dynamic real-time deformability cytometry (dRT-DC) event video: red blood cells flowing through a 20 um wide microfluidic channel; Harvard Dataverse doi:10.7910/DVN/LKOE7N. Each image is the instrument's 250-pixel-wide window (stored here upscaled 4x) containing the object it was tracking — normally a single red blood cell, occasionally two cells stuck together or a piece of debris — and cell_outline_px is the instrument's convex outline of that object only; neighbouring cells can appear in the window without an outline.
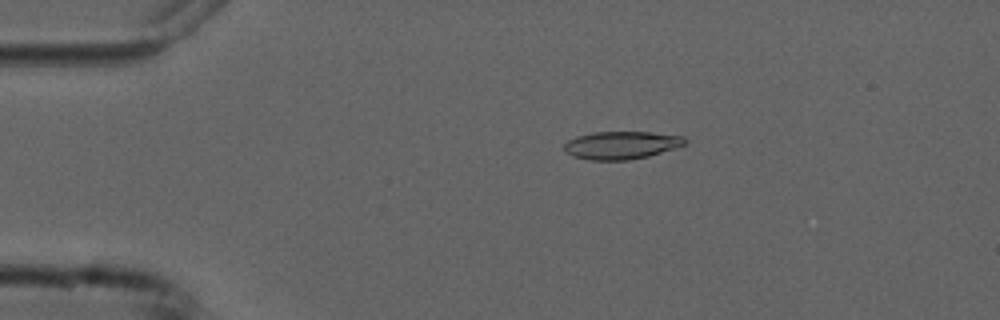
{"species": "common noctule bat (a hibernating species)", "species_latin": "Nyctalus noctula", "temperature_condition": "cold", "stored_images_in_passage": 6, "camera_frame_rate_fps": 3000, "um_per_image_px": 0.085, "animal": {"sex": "male", "forearm_length_mm": 52.5}, "frame": {"image": 1, "passage_image": 4, "time_ms": 3.333, "image_size_px": [1000, 320], "cell_outline_px": [[688, 140], [684, 144], [676, 148], [648, 156], [628, 160], [588, 160], [572, 156], [564, 152], [564, 144], [568, 140], [576, 136], [592, 132], [648, 132], [684, 136]], "centroid_in_image_um": [52.79, 12.34], "position_along_channel_um": 32.2, "area_um2": 19.71}}
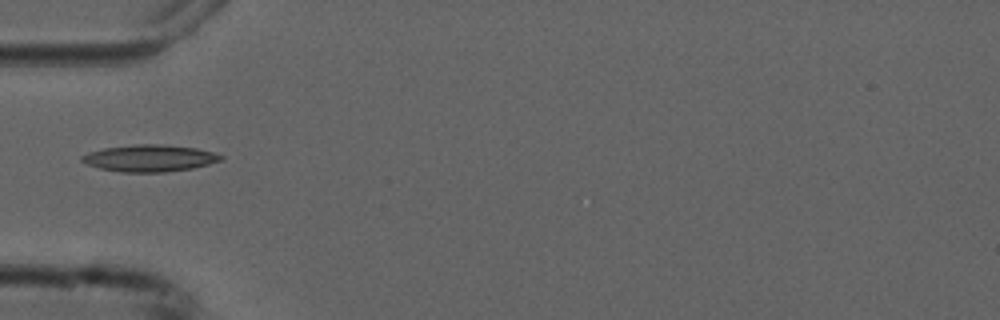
{"frame": {"image": 2, "passage_image": 6, "time_ms": 5.667, "image_size_px": [1000, 320], "cell_outline_px": [[224, 160], [192, 168], [164, 172], [120, 172], [100, 168], [88, 164], [80, 160], [80, 156], [88, 152], [104, 148], [136, 144], [160, 144], [196, 148], [212, 152], [224, 156]], "centroid_in_image_um": [12.71, 13.44], "position_along_channel_um": 72.3, "area_um2": 21.68}}